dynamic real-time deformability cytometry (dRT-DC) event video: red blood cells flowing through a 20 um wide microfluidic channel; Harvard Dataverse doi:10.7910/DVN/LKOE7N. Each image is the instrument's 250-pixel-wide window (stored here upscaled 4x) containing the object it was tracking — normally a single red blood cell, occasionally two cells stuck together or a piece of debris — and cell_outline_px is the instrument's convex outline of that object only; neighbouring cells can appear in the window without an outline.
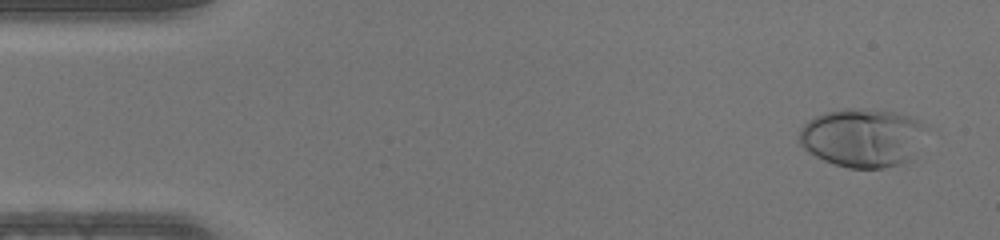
{"species": "human", "species_latin": "Homo sapiens", "temperature_condition": "warm", "stored_images_in_passage": 47, "camera_frame_rate_fps": 3000, "um_per_image_px": 0.085, "donor": {"sex": "male"}, "frame": {"image": 1, "passage_image": 3, "time_ms": 0.667, "image_size_px": [1000, 240], "cell_outline_px": [[928, 124], [908, 160], [900, 164], [884, 168], [848, 168], [824, 160], [808, 152], [796, 140], [796, 136], [800, 128], [808, 120], [824, 112], [848, 108], [856, 108], [896, 112], [912, 116]], "centroid_in_image_um": [73.25, 11.68], "position_along_channel_um": 11.8, "area_um2": 43.35}}
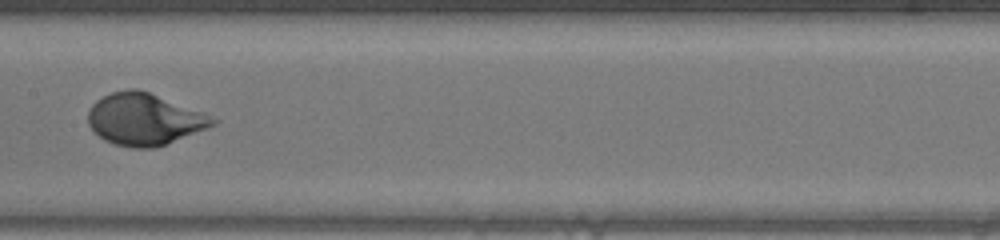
{"frame": {"image": 2, "passage_image": 24, "time_ms": 7.667, "image_size_px": [1000, 240], "cell_outline_px": [[220, 120], [216, 124], [156, 148], [132, 148], [116, 144], [104, 140], [88, 124], [88, 112], [92, 104], [96, 100], [112, 92], [128, 88], [136, 88], [148, 92], [200, 112]], "centroid_in_image_um": [12.23, 10.14], "position_along_channel_um": 195.2, "area_um2": 37.05}}
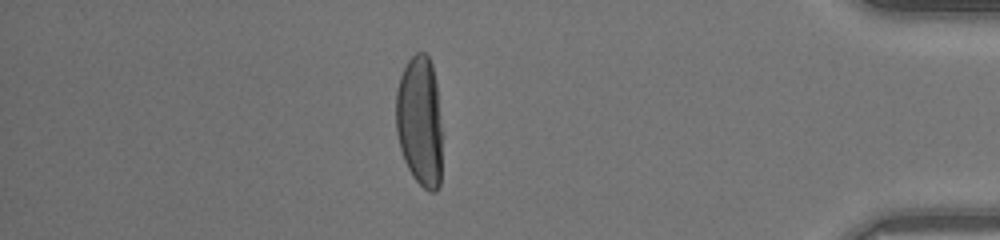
{"frame": {"image": 3, "passage_image": 41, "time_ms": 13.333, "image_size_px": [1000, 240], "cell_outline_px": [[440, 184], [436, 192], [428, 192], [412, 176], [404, 160], [400, 148], [396, 132], [396, 92], [400, 76], [408, 60], [416, 52], [424, 52], [428, 56], [432, 64], [436, 84], [440, 124]], "centroid_in_image_um": [35.65, 10.3], "position_along_channel_um": 399.5, "area_um2": 34.97}}